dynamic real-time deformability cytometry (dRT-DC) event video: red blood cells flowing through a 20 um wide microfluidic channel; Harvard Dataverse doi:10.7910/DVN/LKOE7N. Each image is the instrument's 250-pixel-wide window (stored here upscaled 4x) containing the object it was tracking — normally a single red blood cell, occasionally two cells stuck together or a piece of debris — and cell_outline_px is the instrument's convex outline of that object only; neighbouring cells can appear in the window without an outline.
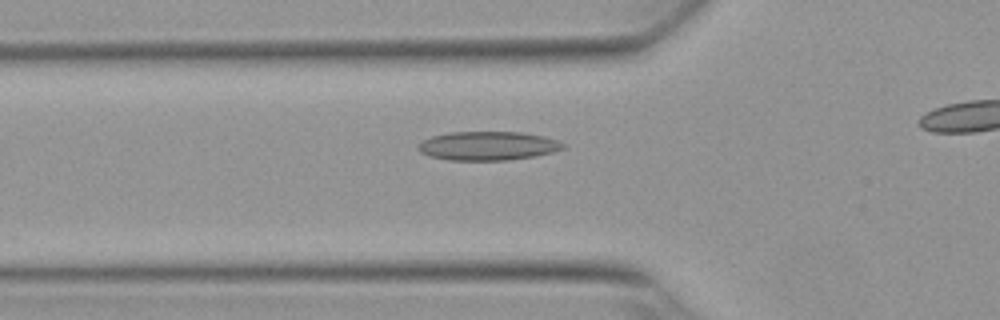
{"species": "Egyptian fruit bat (a non-hibernating species)", "species_latin": "Rousettus aegyptiacus", "temperature_condition": "warm", "stored_images_in_passage": 28, "camera_frame_rate_fps": 3000, "um_per_image_px": 0.085, "animal": {"sex": "female"}, "frame": {"image": 1, "passage_image": 3, "time_ms": 0.667, "image_size_px": [1000, 320], "cell_outline_px": [[568, 144], [564, 148], [552, 152], [536, 156], [508, 160], [448, 160], [428, 156], [420, 152], [416, 148], [424, 140], [432, 136], [452, 132], [524, 132], [544, 136], [560, 140]], "centroid_in_image_um": [41.52, 12.4], "position_along_channel_um": 84.3, "area_um2": 24.57}}
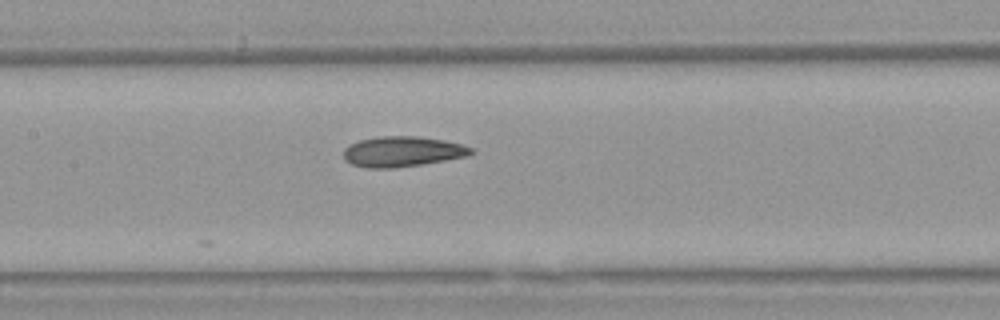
{"frame": {"image": 2, "passage_image": 10, "time_ms": 3.0, "image_size_px": [1000, 320], "cell_outline_px": [[476, 152], [468, 156], [420, 164], [392, 168], [368, 168], [352, 164], [344, 160], [344, 148], [360, 140], [376, 136], [416, 136], [444, 140], [460, 144], [472, 148]], "centroid_in_image_um": [34.2, 12.88], "position_along_channel_um": 173.2, "area_um2": 22.43}}
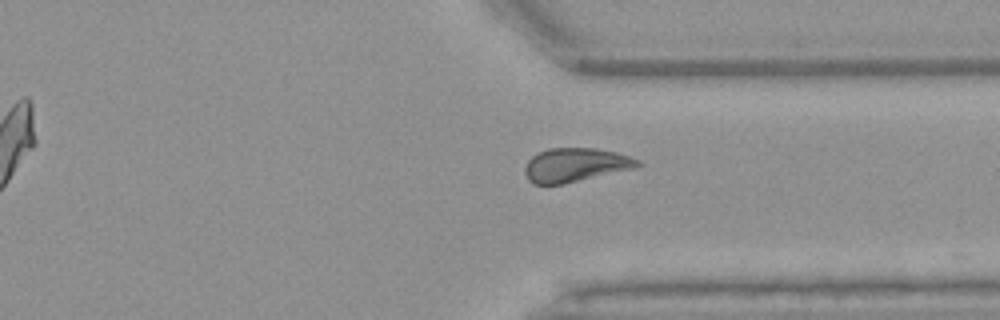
{"frame": {"image": 3, "passage_image": 25, "time_ms": 8.0, "image_size_px": [1000, 320], "cell_outline_px": [[640, 164], [636, 168], [564, 184], [532, 184], [528, 180], [524, 172], [524, 168], [528, 160], [532, 156], [548, 148], [596, 148], [616, 152], [640, 160]], "centroid_in_image_um": [48.9, 14.02], "position_along_channel_um": 362.5, "area_um2": 22.31}}